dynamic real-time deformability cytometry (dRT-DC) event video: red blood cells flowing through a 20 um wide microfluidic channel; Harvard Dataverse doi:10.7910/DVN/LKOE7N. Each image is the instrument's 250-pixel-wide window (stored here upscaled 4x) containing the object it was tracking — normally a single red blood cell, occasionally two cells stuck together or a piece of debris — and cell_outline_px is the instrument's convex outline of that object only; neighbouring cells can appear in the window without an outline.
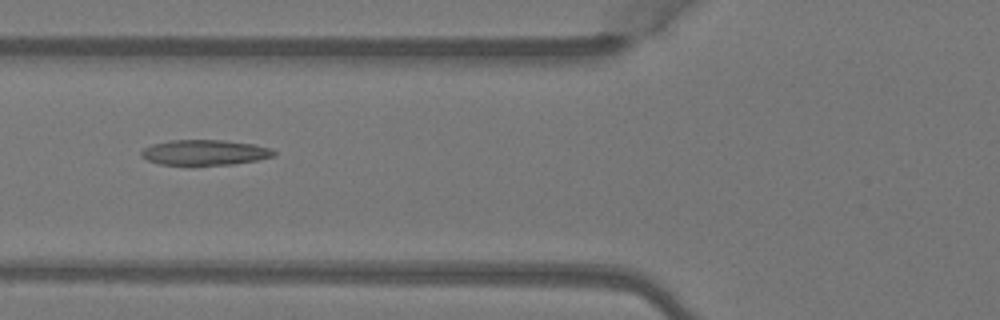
{"species": "Egyptian fruit bat (a non-hibernating species)", "species_latin": "Rousettus aegyptiacus", "temperature_condition": "warm", "stored_images_in_passage": 6, "camera_frame_rate_fps": 3000, "um_per_image_px": 0.085, "animal": {"sex": "female"}, "frame": {"image": 1, "passage_image": 6, "time_ms": 1.667, "image_size_px": [1000, 320], "cell_outline_px": [[276, 156], [256, 160], [232, 164], [160, 164], [148, 160], [140, 156], [140, 152], [144, 148], [152, 144], [172, 140], [224, 140], [252, 144], [272, 148], [276, 152]], "centroid_in_image_um": [17.42, 12.95], "position_along_channel_um": 108.4, "area_um2": 19.36}}